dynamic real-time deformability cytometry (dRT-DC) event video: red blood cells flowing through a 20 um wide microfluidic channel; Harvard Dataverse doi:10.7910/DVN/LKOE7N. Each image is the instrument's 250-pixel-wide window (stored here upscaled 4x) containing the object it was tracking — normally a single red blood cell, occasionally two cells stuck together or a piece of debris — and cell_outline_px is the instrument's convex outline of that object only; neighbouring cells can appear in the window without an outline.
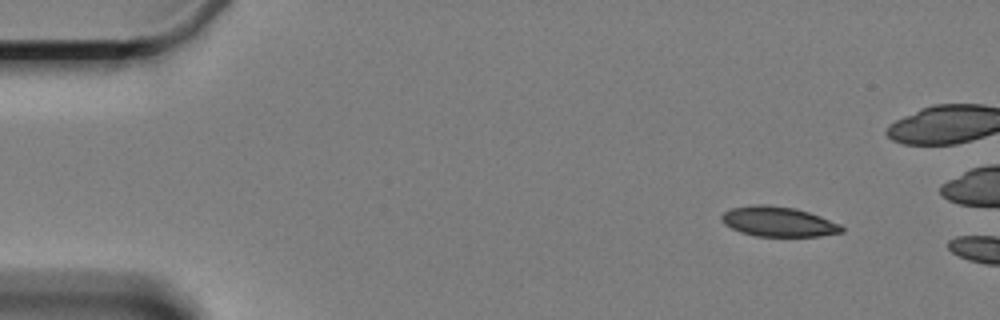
{"species": "Egyptian fruit bat (a non-hibernating species)", "species_latin": "Rousettus aegyptiacus", "temperature_condition": "cold", "stored_images_in_passage": 6, "camera_frame_rate_fps": 3000, "um_per_image_px": 0.085, "animal": {"sex": "female"}, "frame": {"image": 1, "passage_image": 1, "time_ms": 0.0, "image_size_px": [1000, 320], "cell_outline_px": [[844, 232], [820, 236], [756, 236], [740, 232], [724, 224], [720, 220], [720, 216], [724, 212], [732, 208], [752, 204], [768, 204], [796, 208], [820, 216], [840, 224], [844, 228]], "centroid_in_image_um": [66.14, 18.83], "position_along_channel_um": 18.9, "area_um2": 21.1}}